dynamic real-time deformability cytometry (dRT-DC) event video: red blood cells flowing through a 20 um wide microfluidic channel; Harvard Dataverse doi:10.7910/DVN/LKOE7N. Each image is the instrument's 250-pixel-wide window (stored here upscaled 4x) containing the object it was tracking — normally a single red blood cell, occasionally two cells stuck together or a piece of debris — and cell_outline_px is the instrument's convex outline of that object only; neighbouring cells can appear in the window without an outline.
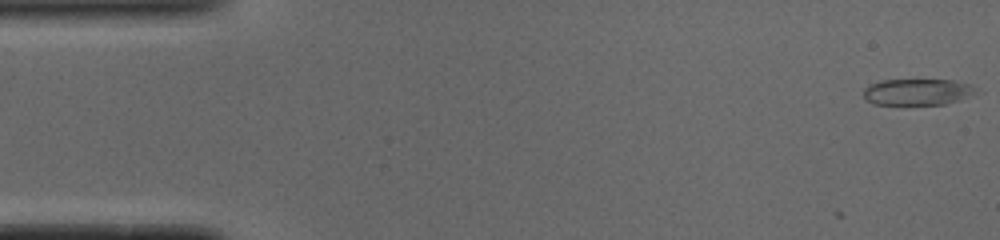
{"species": "common noctule bat (a hibernating species)", "species_latin": "Nyctalus noctula", "temperature_condition": "cold", "stored_images_in_passage": 5, "camera_frame_rate_fps": 3000, "um_per_image_px": 0.085, "animal": {"sex": "male", "body_mass_g": 19.0, "forearm_length_mm": 50.8}, "frame": {"image": 1, "passage_image": 1, "time_ms": 0.0, "image_size_px": [1000, 240], "cell_outline_px": [[976, 88], [972, 92], [956, 100], [944, 104], [872, 104], [864, 96], [864, 88], [868, 84], [880, 80], [952, 80], [968, 84]], "centroid_in_image_um": [77.86, 7.8], "position_along_channel_um": 7.1, "area_um2": 16.76}}